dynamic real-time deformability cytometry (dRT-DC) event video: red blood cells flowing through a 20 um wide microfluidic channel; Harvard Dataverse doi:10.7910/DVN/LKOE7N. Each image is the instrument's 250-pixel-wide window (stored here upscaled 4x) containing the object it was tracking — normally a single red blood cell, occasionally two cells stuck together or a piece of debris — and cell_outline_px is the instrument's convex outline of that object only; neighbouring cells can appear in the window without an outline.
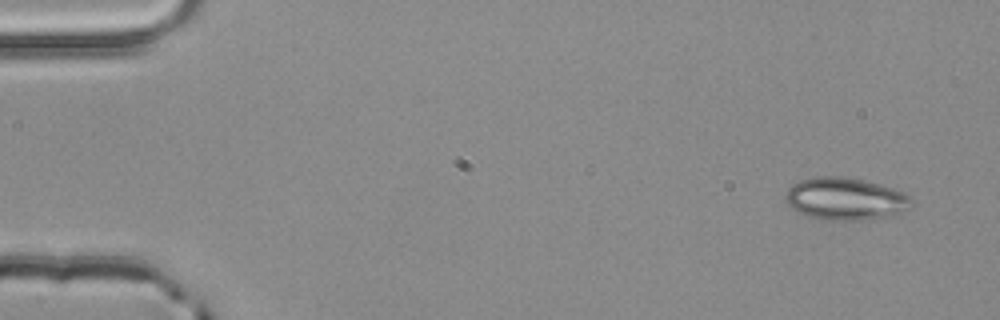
{"species": "common noctule bat (a hibernating species)", "species_latin": "Nyctalus noctula", "temperature_condition": "room temperature", "stored_images_in_passage": 3, "camera_frame_rate_fps": 3000, "um_per_image_px": 0.085, "animal": {"sex": "male", "body_mass_g": 20.4}, "frame": {"image": 1, "passage_image": 1, "time_ms": 0.0, "image_size_px": [1000, 320], "cell_outline_px": [[912, 200], [900, 212], [884, 216], [860, 220], [828, 220], [804, 216], [796, 212], [784, 200], [784, 196], [788, 188], [792, 184], [800, 180], [812, 176], [844, 176], [864, 180], [880, 184], [904, 192]], "centroid_in_image_um": [71.74, 16.88], "position_along_channel_um": 13.3, "area_um2": 31.04}}